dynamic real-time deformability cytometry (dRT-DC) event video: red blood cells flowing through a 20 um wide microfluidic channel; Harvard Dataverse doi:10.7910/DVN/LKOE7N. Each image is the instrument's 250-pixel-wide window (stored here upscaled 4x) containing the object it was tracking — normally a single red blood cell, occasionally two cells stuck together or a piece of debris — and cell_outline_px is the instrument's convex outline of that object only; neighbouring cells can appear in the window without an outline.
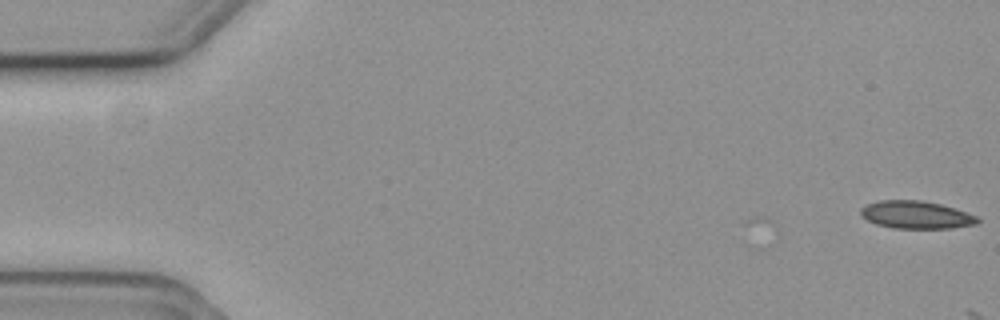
{"species": "common noctule bat (a hibernating species)", "species_latin": "Nyctalus noctula", "temperature_condition": "cold", "stored_images_in_passage": 3, "camera_frame_rate_fps": 3000, "um_per_image_px": 0.085, "animal": {"sex": "female", "body_mass_g": 19.3, "forearm_length_mm": 54.1}, "frame": {"image": 1, "passage_image": 1, "time_ms": 0.0, "image_size_px": [1000, 320], "cell_outline_px": [[980, 220], [976, 224], [952, 228], [892, 228], [876, 224], [860, 216], [860, 208], [868, 204], [880, 200], [920, 200], [940, 204], [976, 216]], "centroid_in_image_um": [77.82, 18.26], "position_along_channel_um": 7.2, "area_um2": 18.67}}